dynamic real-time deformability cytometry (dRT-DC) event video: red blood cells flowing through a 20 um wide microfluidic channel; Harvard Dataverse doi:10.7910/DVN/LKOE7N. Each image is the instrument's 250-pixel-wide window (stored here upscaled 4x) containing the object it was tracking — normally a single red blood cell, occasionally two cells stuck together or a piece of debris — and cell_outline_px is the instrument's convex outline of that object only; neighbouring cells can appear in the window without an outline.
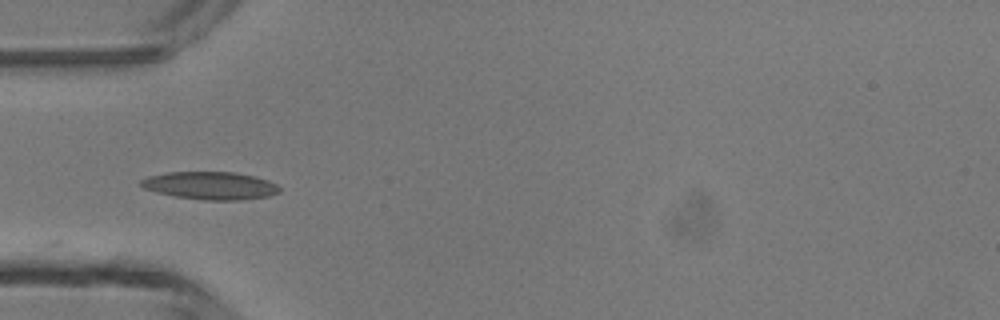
{"species": "common noctule bat (a hibernating species)", "species_latin": "Nyctalus noctula", "temperature_condition": "room temperature", "stored_images_in_passage": 21, "camera_frame_rate_fps": 3000, "um_per_image_px": 0.085, "animal": {"sex": "male", "body_mass_g": 13.3}, "frame": {"image": 1, "passage_image": 1, "time_ms": 0.0, "image_size_px": [1000, 320], "cell_outline_px": [[280, 192], [268, 196], [240, 200], [204, 200], [176, 196], [156, 192], [144, 188], [140, 184], [140, 180], [148, 176], [168, 172], [236, 172], [256, 176], [268, 180], [276, 184], [280, 188]], "centroid_in_image_um": [17.9, 15.77], "position_along_channel_um": 67.1, "area_um2": 22.43}}
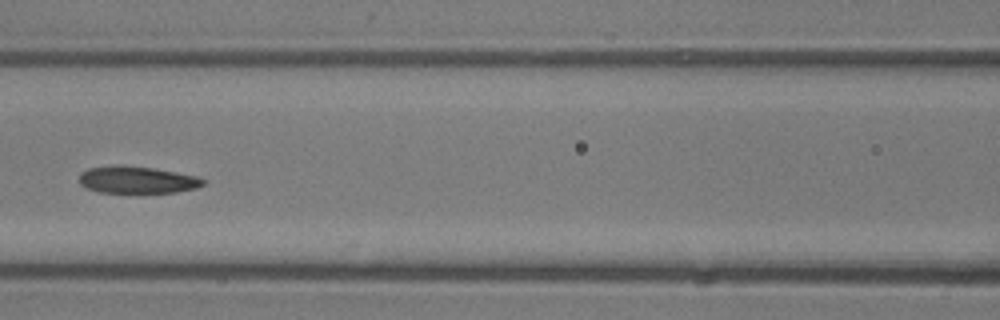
{"frame": {"image": 2, "passage_image": 7, "time_ms": 2.0, "image_size_px": [1000, 320], "cell_outline_px": [[204, 184], [196, 188], [176, 192], [100, 192], [88, 188], [80, 184], [80, 176], [88, 168], [116, 164], [124, 164], [152, 168], [200, 176], [204, 180]], "centroid_in_image_um": [11.68, 15.27], "position_along_channel_um": 154.9, "area_um2": 19.48}}
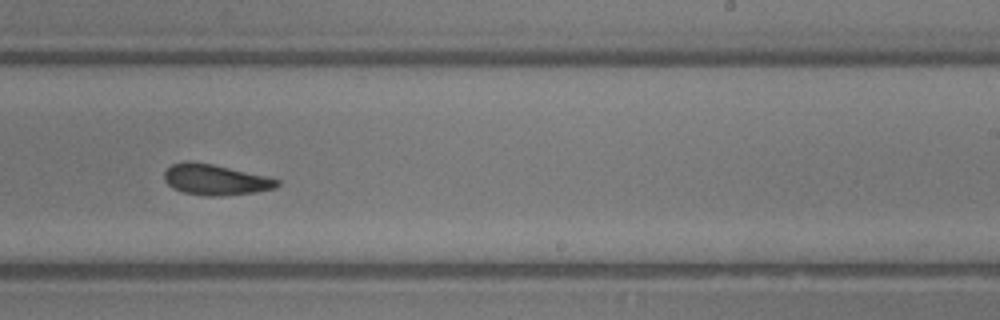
{"frame": {"image": 3, "passage_image": 15, "time_ms": 4.667, "image_size_px": [1000, 320], "cell_outline_px": [[280, 184], [276, 188], [256, 192], [220, 196], [204, 196], [184, 192], [172, 188], [164, 180], [164, 172], [172, 164], [188, 160], [192, 160], [212, 164], [268, 176], [280, 180]], "centroid_in_image_um": [18.31, 15.27], "position_along_channel_um": 270.7, "area_um2": 20.4}}